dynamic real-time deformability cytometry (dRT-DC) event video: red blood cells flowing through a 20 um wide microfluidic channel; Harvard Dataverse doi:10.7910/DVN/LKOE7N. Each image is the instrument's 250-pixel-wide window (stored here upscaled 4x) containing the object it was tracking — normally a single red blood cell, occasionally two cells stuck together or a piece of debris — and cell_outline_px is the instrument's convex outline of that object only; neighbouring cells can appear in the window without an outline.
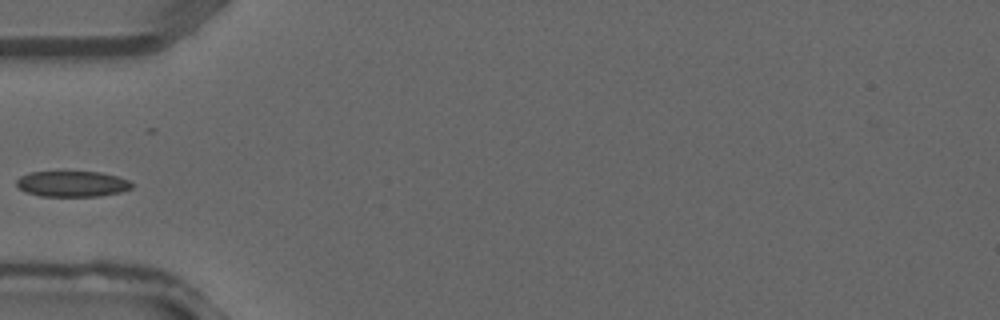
{"species": "common noctule bat (a hibernating species)", "species_latin": "Nyctalus noctula", "temperature_condition": "warm", "stored_images_in_passage": 2, "camera_frame_rate_fps": 3000, "um_per_image_px": 0.085, "animal": {"sex": "male", "forearm_length_mm": 52.5}, "frame": {"image": 1, "passage_image": 2, "time_ms": 0.333, "image_size_px": [1000, 320], "cell_outline_px": [[136, 184], [132, 188], [120, 192], [100, 196], [40, 196], [28, 192], [20, 188], [16, 184], [16, 180], [20, 176], [28, 172], [100, 172], [116, 176], [128, 180]], "centroid_in_image_um": [6.17, 15.63], "position_along_channel_um": 78.8, "area_um2": 17.28}}